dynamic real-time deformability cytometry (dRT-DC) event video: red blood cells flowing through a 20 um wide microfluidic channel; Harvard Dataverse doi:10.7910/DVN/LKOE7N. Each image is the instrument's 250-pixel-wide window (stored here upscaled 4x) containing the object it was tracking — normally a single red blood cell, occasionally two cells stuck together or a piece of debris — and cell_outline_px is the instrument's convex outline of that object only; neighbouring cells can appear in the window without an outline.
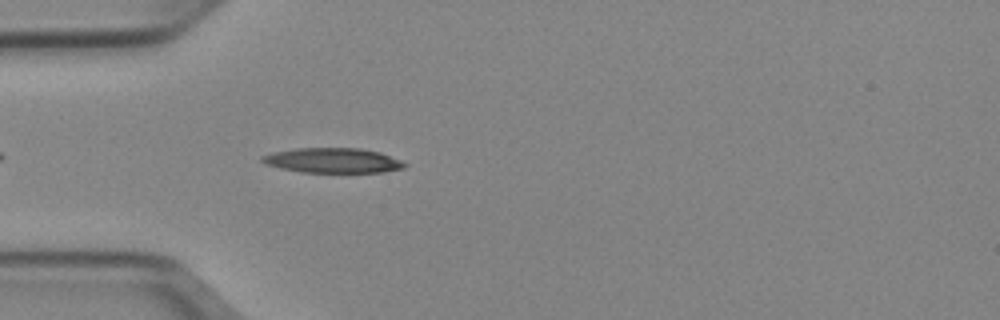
{"species": "Egyptian fruit bat (a non-hibernating species)", "species_latin": "Rousettus aegyptiacus", "temperature_condition": "cold", "stored_images_in_passage": 10, "camera_frame_rate_fps": 3000, "um_per_image_px": 0.085, "animal": {"sex": "female"}, "frame": {"image": 1, "passage_image": 4, "time_ms": 1.0, "image_size_px": [1000, 320], "cell_outline_px": [[408, 164], [404, 168], [384, 172], [300, 172], [280, 168], [264, 164], [260, 160], [260, 156], [272, 152], [296, 148], [360, 148], [380, 152], [400, 160]], "centroid_in_image_um": [28.25, 13.63], "position_along_channel_um": 56.7, "area_um2": 20.81}}
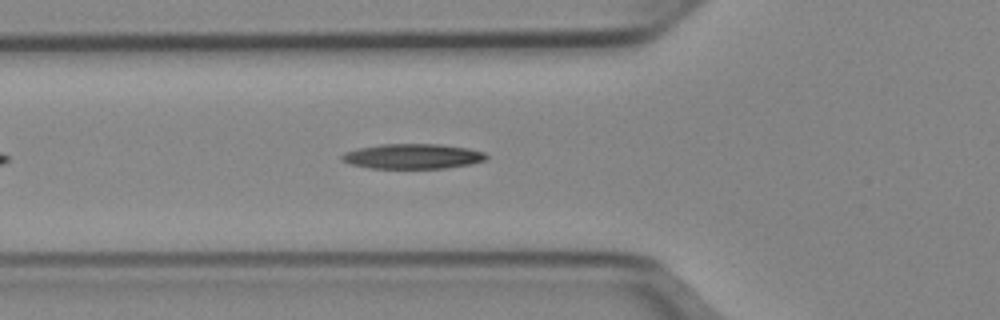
{"frame": {"image": 2, "passage_image": 7, "time_ms": 2.0, "image_size_px": [1000, 320], "cell_outline_px": [[488, 156], [484, 160], [472, 164], [444, 168], [372, 168], [352, 164], [340, 160], [340, 156], [344, 152], [356, 148], [380, 144], [440, 144], [468, 148], [484, 152]], "centroid_in_image_um": [35.06, 13.28], "position_along_channel_um": 90.7, "area_um2": 21.1}}